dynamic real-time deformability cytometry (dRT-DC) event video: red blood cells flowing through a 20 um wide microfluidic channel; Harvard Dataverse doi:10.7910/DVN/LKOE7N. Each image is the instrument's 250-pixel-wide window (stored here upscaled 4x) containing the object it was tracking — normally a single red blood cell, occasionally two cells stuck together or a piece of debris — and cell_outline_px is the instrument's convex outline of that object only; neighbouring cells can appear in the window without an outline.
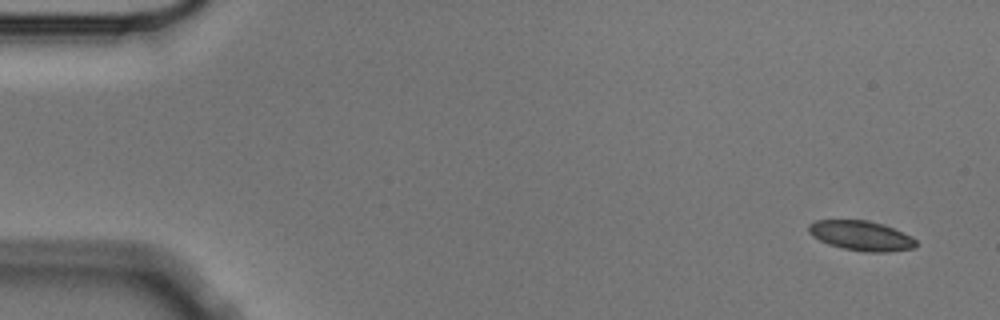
{"species": "Egyptian fruit bat (a non-hibernating species)", "species_latin": "Rousettus aegyptiacus", "temperature_condition": "cold", "stored_images_in_passage": 8, "camera_frame_rate_fps": 3000, "um_per_image_px": 0.085, "animal": {"sex": "male"}, "frame": {"image": 1, "passage_image": 1, "time_ms": 0.0, "image_size_px": [1000, 320], "cell_outline_px": [[916, 248], [888, 252], [868, 252], [844, 248], [828, 244], [812, 236], [808, 232], [808, 224], [816, 220], [868, 220], [884, 224], [912, 236], [916, 240]], "centroid_in_image_um": [73.21, 20.03], "position_along_channel_um": 11.8, "area_um2": 18.73}}
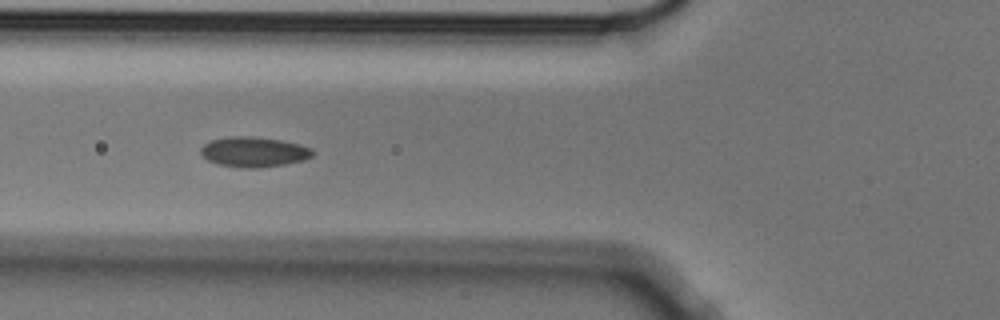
{"frame": {"image": 2, "passage_image": 6, "time_ms": 1.667, "image_size_px": [1000, 320], "cell_outline_px": [[316, 152], [312, 156], [304, 160], [284, 164], [260, 168], [244, 168], [220, 164], [208, 160], [200, 152], [200, 148], [204, 144], [212, 140], [232, 136], [252, 136], [280, 140], [300, 144], [312, 148]], "centroid_in_image_um": [21.62, 12.91], "position_along_channel_um": 104.2, "area_um2": 19.59}}
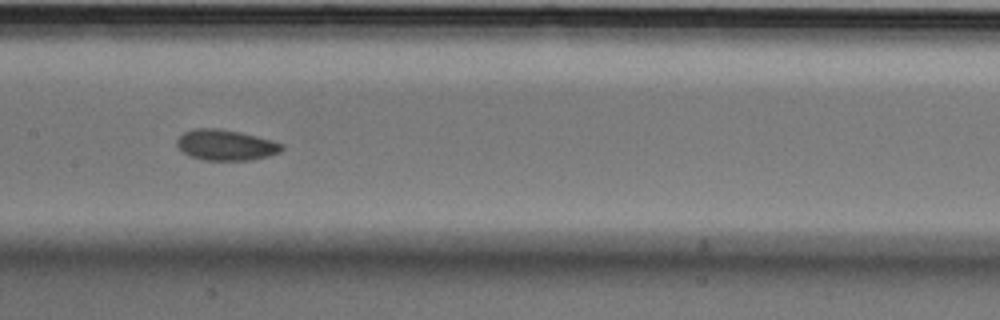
{"frame": {"image": 3, "passage_image": 8, "time_ms": 2.333, "image_size_px": [1000, 320], "cell_outline_px": [[284, 148], [280, 152], [268, 156], [252, 160], [200, 160], [188, 156], [176, 144], [176, 140], [184, 132], [192, 128], [220, 128], [240, 132], [272, 140], [284, 144]], "centroid_in_image_um": [19.19, 12.32], "position_along_channel_um": 188.2, "area_um2": 18.96}}